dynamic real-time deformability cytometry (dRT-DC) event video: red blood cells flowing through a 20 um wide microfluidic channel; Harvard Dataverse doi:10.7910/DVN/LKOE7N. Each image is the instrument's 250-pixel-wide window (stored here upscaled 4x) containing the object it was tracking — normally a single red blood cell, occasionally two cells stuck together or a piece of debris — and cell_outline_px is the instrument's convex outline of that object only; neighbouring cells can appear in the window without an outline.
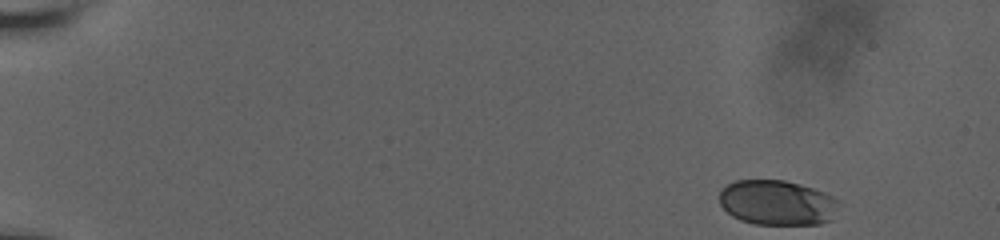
{"species": "human", "species_latin": "Homo sapiens", "temperature_condition": "room temperature", "stored_images_in_passage": 52, "camera_frame_rate_fps": 3000, "um_per_image_px": 0.085, "donor": {"sex": "male"}, "frame": {"image": 1, "passage_image": 1, "time_ms": 0.0, "image_size_px": [1000, 240], "cell_outline_px": [[836, 200], [832, 220], [820, 224], [756, 224], [740, 220], [732, 216], [720, 204], [720, 192], [728, 184], [736, 180], [784, 180], [800, 184], [824, 192], [832, 196]], "centroid_in_image_um": [66.03, 17.23], "position_along_channel_um": 19.0, "area_um2": 30.98}}
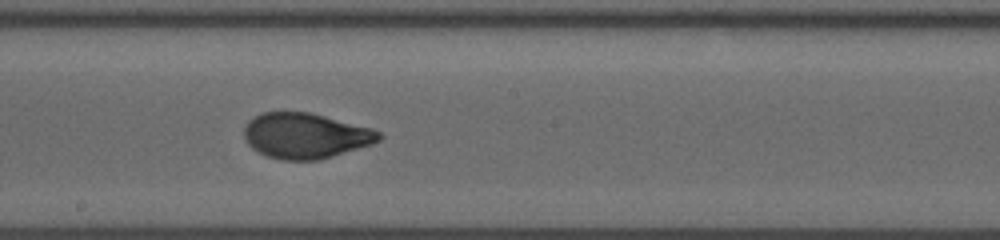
{"frame": {"image": 2, "passage_image": 29, "time_ms": 9.333, "image_size_px": [1000, 240], "cell_outline_px": [[384, 136], [380, 140], [372, 144], [320, 160], [280, 160], [268, 156], [252, 148], [248, 144], [244, 136], [244, 124], [248, 120], [260, 112], [308, 112], [372, 128], [380, 132]], "centroid_in_image_um": [25.96, 11.53], "position_along_channel_um": 222.2, "area_um2": 35.78}}
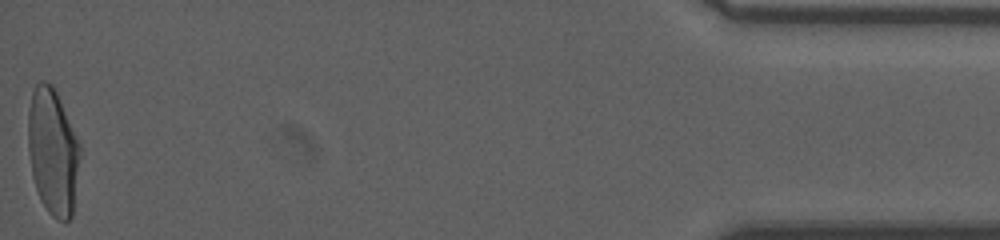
{"frame": {"image": 3, "passage_image": 52, "time_ms": 17.0, "image_size_px": [1000, 240], "cell_outline_px": [[80, 156], [72, 216], [68, 220], [56, 220], [48, 212], [40, 200], [32, 176], [28, 148], [28, 112], [32, 92], [36, 84], [40, 80], [44, 80], [52, 84], [56, 92], [80, 144]], "centroid_in_image_um": [4.48, 12.89], "position_along_channel_um": 430.7, "area_um2": 38.15}, "authors_computed_cell_mechanics": {"area_um2": 35.7493, "velocity_mm_per_s": 3.8171, "shape_relaxation_time_tau1_ms": 4.5158, "shape_relaxation_time_tau2_ms": 0.7103, "deformation_change_tau1": 0.1947, "deformation_change_tau2": 0.0609}}